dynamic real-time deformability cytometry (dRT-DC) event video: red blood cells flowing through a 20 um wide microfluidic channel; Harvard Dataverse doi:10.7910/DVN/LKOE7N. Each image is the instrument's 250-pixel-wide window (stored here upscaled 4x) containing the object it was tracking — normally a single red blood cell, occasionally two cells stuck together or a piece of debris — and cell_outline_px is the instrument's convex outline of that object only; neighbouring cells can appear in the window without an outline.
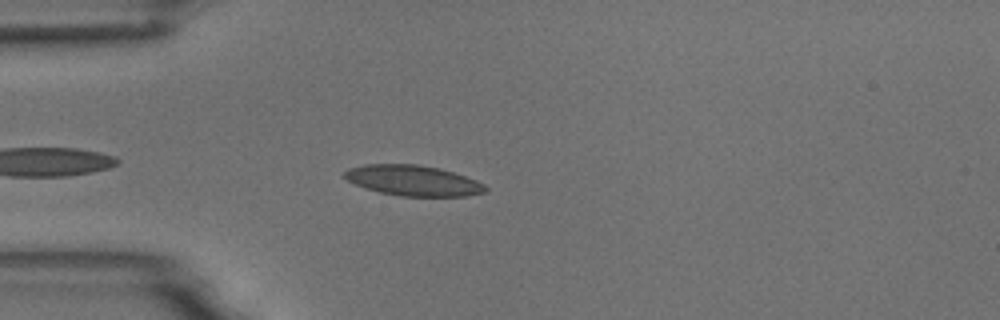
{"species": "common noctule bat (a hibernating species)", "species_latin": "Nyctalus noctula", "temperature_condition": "room temperature", "stored_images_in_passage": 10, "camera_frame_rate_fps": 3000, "um_per_image_px": 0.085, "animal": {"sex": "male", "body_mass_g": 18.8}, "frame": {"image": 1, "passage_image": 4, "time_ms": 1.0, "image_size_px": [1000, 320], "cell_outline_px": [[488, 188], [484, 192], [464, 196], [400, 196], [380, 192], [356, 184], [348, 180], [344, 176], [344, 172], [348, 168], [364, 164], [416, 164], [440, 168], [476, 180], [484, 184]], "centroid_in_image_um": [35.11, 15.34], "position_along_channel_um": 49.9, "area_um2": 24.8}}